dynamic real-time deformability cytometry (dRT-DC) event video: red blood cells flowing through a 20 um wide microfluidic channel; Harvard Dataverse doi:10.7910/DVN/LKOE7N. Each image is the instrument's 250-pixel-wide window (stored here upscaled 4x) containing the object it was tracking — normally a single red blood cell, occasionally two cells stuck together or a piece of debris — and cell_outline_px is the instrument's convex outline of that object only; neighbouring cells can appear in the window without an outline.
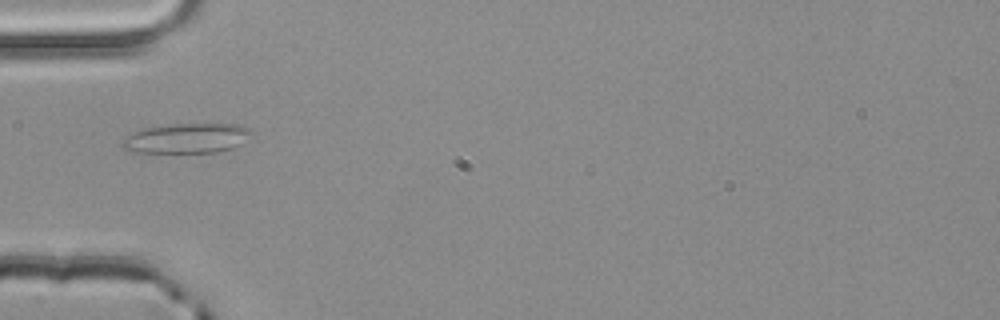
{"species": "common noctule bat (a hibernating species)", "species_latin": "Nyctalus noctula", "temperature_condition": "room temperature", "stored_images_in_passage": 1, "camera_frame_rate_fps": 3000, "um_per_image_px": 0.085, "animal": {"sex": "male", "body_mass_g": 20.4}, "frame": {"image": 1, "passage_image": 1, "time_ms": 0.0, "image_size_px": [1000, 320], "cell_outline_px": [[256, 132], [252, 136], [240, 144], [232, 148], [220, 152], [128, 152], [120, 144], [128, 136], [144, 128], [172, 124], [240, 124], [252, 128]], "centroid_in_image_um": [15.97, 11.75], "position_along_channel_um": 69.0, "area_um2": 22.6}}